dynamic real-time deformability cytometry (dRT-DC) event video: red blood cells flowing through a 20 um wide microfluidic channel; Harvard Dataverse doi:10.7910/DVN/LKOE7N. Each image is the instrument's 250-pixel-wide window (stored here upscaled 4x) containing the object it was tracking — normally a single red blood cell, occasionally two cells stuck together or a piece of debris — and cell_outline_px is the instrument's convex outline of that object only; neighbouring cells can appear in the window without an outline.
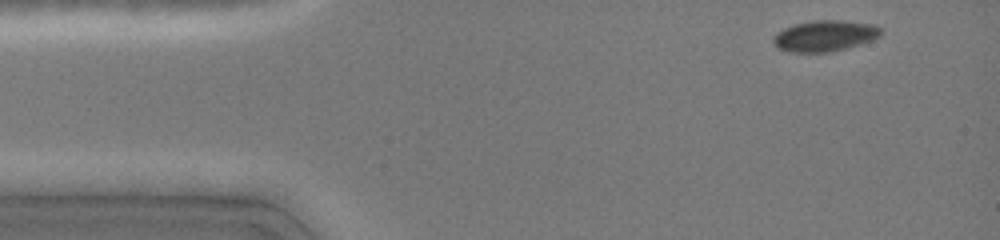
{"species": "common noctule bat (a hibernating species)", "species_latin": "Nyctalus noctula", "temperature_condition": "cold", "stored_images_in_passage": 5, "camera_frame_rate_fps": 3000, "um_per_image_px": 0.085, "animal": {"sex": "female", "body_mass_g": 19.0, "forearm_length_mm": 51.5}, "frame": {"image": 1, "passage_image": 1, "time_ms": 0.0, "image_size_px": [1000, 240], "cell_outline_px": [[880, 36], [872, 40], [832, 52], [788, 52], [780, 48], [772, 40], [784, 28], [796, 24], [812, 20], [840, 20], [872, 24], [880, 28]], "centroid_in_image_um": [70.13, 3.04], "position_along_channel_um": 14.9, "area_um2": 19.07}}